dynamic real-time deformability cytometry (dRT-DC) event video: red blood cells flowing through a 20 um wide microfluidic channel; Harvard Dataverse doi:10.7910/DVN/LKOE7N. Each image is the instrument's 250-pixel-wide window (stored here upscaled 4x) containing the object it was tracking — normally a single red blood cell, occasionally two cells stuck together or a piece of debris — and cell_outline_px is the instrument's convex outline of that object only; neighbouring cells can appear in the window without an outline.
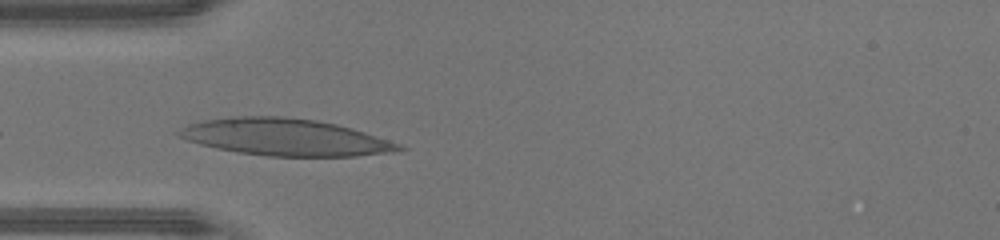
{"species": "human", "species_latin": "Homo sapiens", "temperature_condition": "warm", "stored_images_in_passage": 26, "camera_frame_rate_fps": 3000, "um_per_image_px": 0.085, "donor": {"sex": "male"}, "frame": {"image": 1, "passage_image": 2, "time_ms": 0.333, "image_size_px": [1000, 240], "cell_outline_px": [[408, 148], [392, 152], [356, 156], [268, 156], [240, 152], [216, 148], [200, 144], [176, 136], [176, 132], [180, 128], [188, 124], [204, 120], [232, 116], [284, 116], [316, 120], [336, 124], [352, 128], [400, 144]], "centroid_in_image_um": [24.22, 11.65], "position_along_channel_um": 60.8, "area_um2": 47.22}}
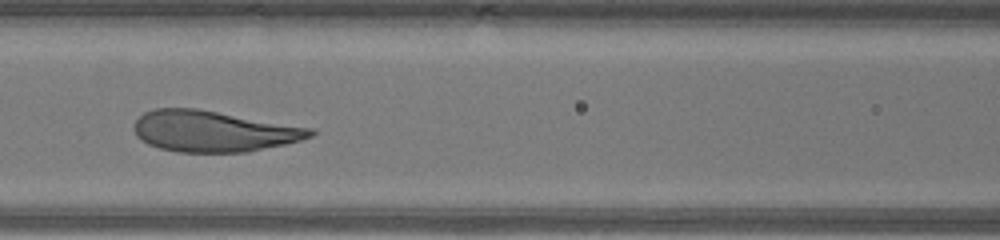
{"frame": {"image": 2, "passage_image": 8, "time_ms": 2.333, "image_size_px": [1000, 240], "cell_outline_px": [[316, 132], [312, 136], [300, 140], [284, 144], [244, 152], [180, 152], [160, 148], [148, 144], [136, 136], [132, 128], [136, 120], [144, 112], [156, 108], [196, 108], [312, 128]], "centroid_in_image_um": [18.1, 11.15], "position_along_channel_um": 148.5, "area_um2": 41.91}}
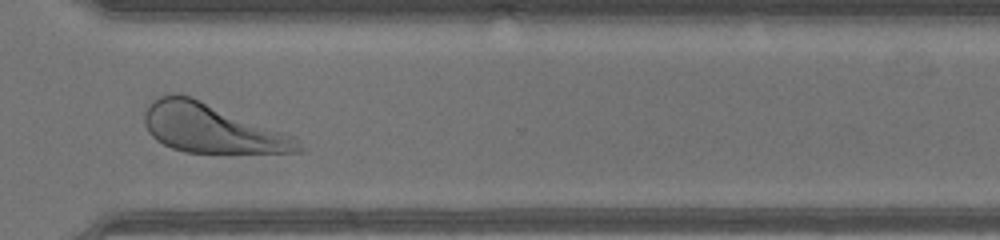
{"frame": {"image": 3, "passage_image": 22, "time_ms": 7.0, "image_size_px": [1000, 240], "cell_outline_px": [[304, 152], [184, 152], [172, 148], [156, 140], [148, 132], [144, 124], [144, 112], [148, 104], [156, 96], [180, 92], [292, 136], [304, 148]], "centroid_in_image_um": [17.88, 10.89], "position_along_channel_um": 352.7, "area_um2": 43.23}, "authors_computed_cell_mechanics": {"area_um2": 43.0321, "velocity_mm_per_s": 4.3884, "shape_relaxation_time_tau1_ms": 3.2783, "shape_relaxation_time_tau2_ms": 1.026, "deformation_change_tau1": 0.2054, "deformation_change_tau2": 0.089}}